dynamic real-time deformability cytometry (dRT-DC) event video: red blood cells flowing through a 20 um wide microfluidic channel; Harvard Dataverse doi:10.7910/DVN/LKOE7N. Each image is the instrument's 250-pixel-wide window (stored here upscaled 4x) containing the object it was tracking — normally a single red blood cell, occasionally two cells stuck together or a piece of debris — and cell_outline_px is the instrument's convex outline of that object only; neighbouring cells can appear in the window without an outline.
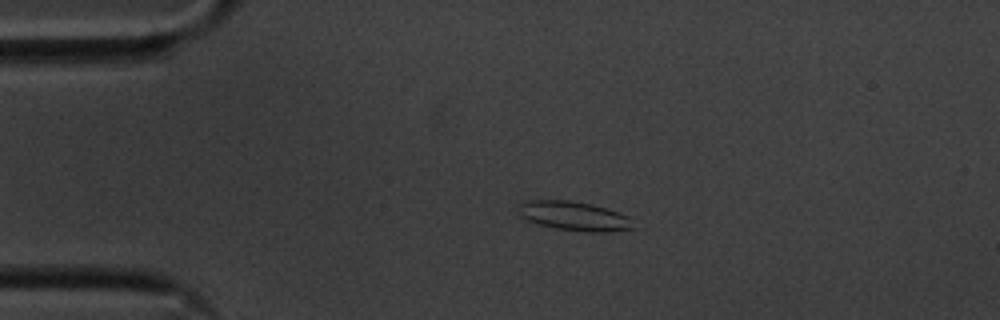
{"species": "common noctule bat (a hibernating species)", "species_latin": "Nyctalus noctula", "temperature_condition": "cold", "stored_images_in_passage": 55, "camera_frame_rate_fps": 3000, "um_per_image_px": 0.085, "animal": {"sex": "male", "body_mass_g": 20.1, "forearm_length_mm": 53.5}, "frame": {"image": 1, "passage_image": 11, "time_ms": 3.333, "image_size_px": [1000, 320], "cell_outline_px": [[636, 228], [608, 232], [588, 232], [556, 228], [540, 224], [528, 220], [520, 216], [516, 212], [520, 204], [528, 200], [572, 200], [592, 204], [628, 216]], "centroid_in_image_um": [48.79, 18.36], "position_along_channel_um": 36.2, "area_um2": 19.48}}
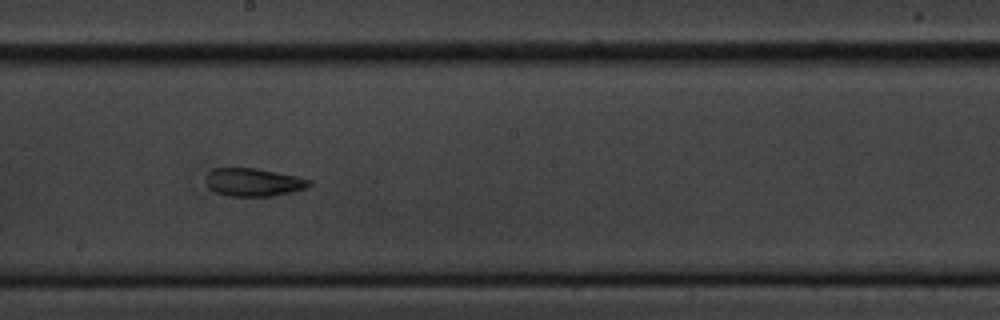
{"frame": {"image": 2, "passage_image": 30, "time_ms": 9.667, "image_size_px": [1000, 320], "cell_outline_px": [[312, 184], [304, 188], [292, 192], [272, 196], [228, 196], [216, 192], [208, 188], [204, 180], [204, 176], [212, 168], [256, 168], [296, 176], [312, 180]], "centroid_in_image_um": [21.49, 15.48], "position_along_channel_um": 226.7, "area_um2": 17.05}}
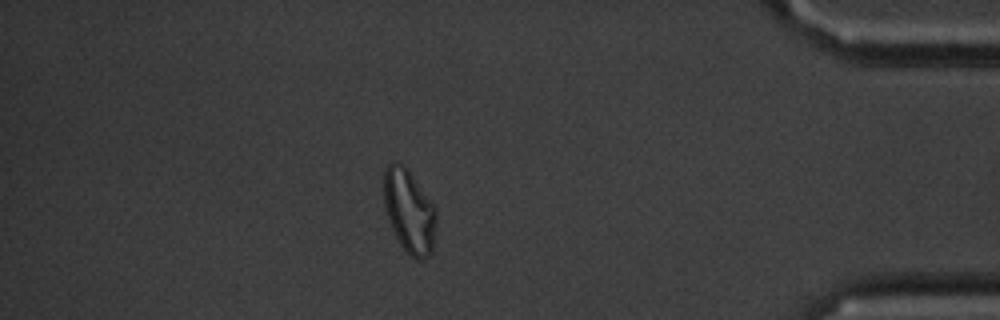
{"frame": {"image": 3, "passage_image": 48, "time_ms": 15.667, "image_size_px": [1000, 320], "cell_outline_px": [[436, 220], [432, 252], [428, 256], [420, 260], [404, 252], [392, 228], [384, 204], [384, 168], [388, 164], [396, 160], [404, 164], [408, 168], [436, 208]], "centroid_in_image_um": [34.78, 17.92], "position_along_channel_um": 400.4, "area_um2": 25.61}, "authors_computed_cell_mechanics": {"area_um2": 18.6116, "velocity_mm_per_s": 3.549, "shape_relaxation_time_tau1_ms": null, "shape_relaxation_time_tau2_ms": 5.4367, "deformation_change_tau1": null, "deformation_change_tau2": 0.1348}}